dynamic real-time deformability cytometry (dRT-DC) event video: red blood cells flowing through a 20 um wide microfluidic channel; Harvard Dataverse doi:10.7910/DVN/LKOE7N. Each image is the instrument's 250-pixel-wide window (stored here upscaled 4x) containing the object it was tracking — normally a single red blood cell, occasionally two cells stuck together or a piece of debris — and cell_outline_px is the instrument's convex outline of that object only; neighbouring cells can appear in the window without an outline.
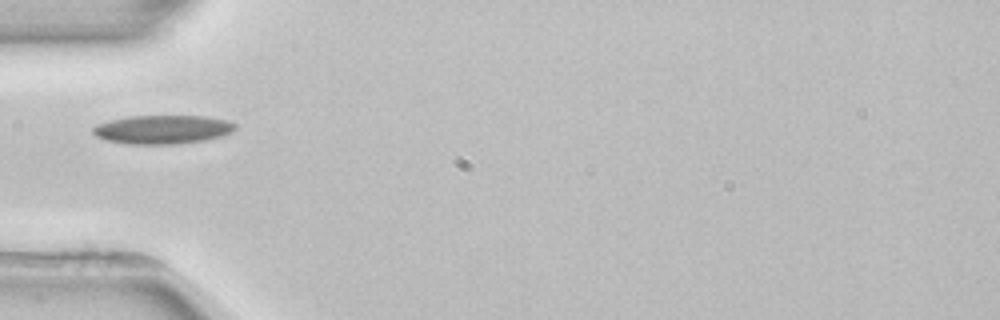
{"species": "common noctule bat (a hibernating species)", "species_latin": "Nyctalus noctula", "temperature_condition": "room temperature", "stored_images_in_passage": 3, "camera_frame_rate_fps": 3000, "um_per_image_px": 0.085, "animal": {"sex": "female", "body_mass_g": 22.7, "forearm_length_mm": 54.2}, "frame": {"image": 1, "passage_image": 3, "time_ms": 3.0, "image_size_px": [1000, 320], "cell_outline_px": [[236, 128], [232, 132], [220, 136], [204, 140], [176, 144], [128, 144], [104, 140], [96, 136], [92, 132], [92, 128], [96, 124], [128, 116], [204, 116], [228, 120], [236, 124]], "centroid_in_image_um": [13.8, 11.0], "position_along_channel_um": 71.2, "area_um2": 23.87}}